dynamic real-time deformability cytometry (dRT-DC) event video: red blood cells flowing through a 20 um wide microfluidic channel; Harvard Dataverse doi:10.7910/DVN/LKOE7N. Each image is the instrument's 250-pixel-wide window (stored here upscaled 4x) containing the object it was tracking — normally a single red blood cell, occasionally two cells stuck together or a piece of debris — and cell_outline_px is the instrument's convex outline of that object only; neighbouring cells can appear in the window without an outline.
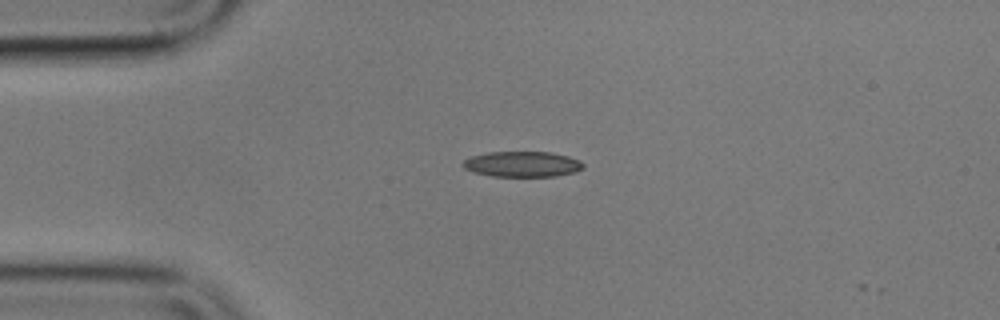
{"species": "common noctule bat (a hibernating species)", "species_latin": "Nyctalus noctula", "temperature_condition": "cold", "stored_images_in_passage": 5, "camera_frame_rate_fps": 3000, "um_per_image_px": 0.085, "animal": {"sex": "male", "body_mass_g": 17.9}, "frame": {"image": 1, "passage_image": 3, "time_ms": 0.667, "image_size_px": [1000, 320], "cell_outline_px": [[584, 168], [576, 172], [556, 176], [492, 176], [472, 172], [464, 168], [460, 164], [464, 160], [472, 156], [488, 152], [552, 152], [568, 156], [580, 160], [584, 164]], "centroid_in_image_um": [44.4, 13.95], "position_along_channel_um": 40.6, "area_um2": 18.03}}